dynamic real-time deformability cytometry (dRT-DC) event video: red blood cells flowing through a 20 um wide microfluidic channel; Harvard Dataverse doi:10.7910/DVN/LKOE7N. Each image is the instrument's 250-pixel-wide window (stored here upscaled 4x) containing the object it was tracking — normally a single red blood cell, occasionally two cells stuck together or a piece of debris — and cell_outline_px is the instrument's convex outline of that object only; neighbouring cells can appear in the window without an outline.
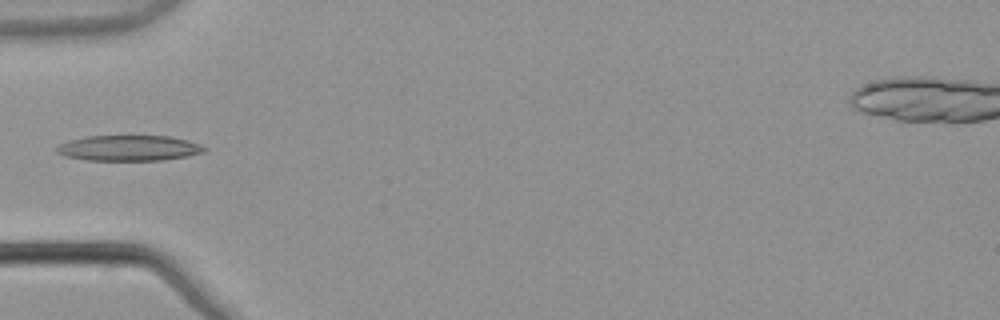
{"species": "common noctule bat (a hibernating species)", "species_latin": "Nyctalus noctula", "temperature_condition": "warm", "stored_images_in_passage": 4, "camera_frame_rate_fps": 3000, "um_per_image_px": 0.085, "animal": {"sex": "male", "body_mass_g": 21.5, "forearm_length_mm": 52.0}, "frame": {"image": 1, "passage_image": 4, "time_ms": 1.0, "image_size_px": [1000, 320], "cell_outline_px": [[208, 148], [204, 152], [188, 156], [164, 160], [88, 160], [64, 156], [56, 152], [56, 148], [60, 144], [68, 140], [88, 136], [168, 136], [188, 140], [200, 144]], "centroid_in_image_um": [10.97, 12.58], "position_along_channel_um": 74.0, "area_um2": 22.02}}